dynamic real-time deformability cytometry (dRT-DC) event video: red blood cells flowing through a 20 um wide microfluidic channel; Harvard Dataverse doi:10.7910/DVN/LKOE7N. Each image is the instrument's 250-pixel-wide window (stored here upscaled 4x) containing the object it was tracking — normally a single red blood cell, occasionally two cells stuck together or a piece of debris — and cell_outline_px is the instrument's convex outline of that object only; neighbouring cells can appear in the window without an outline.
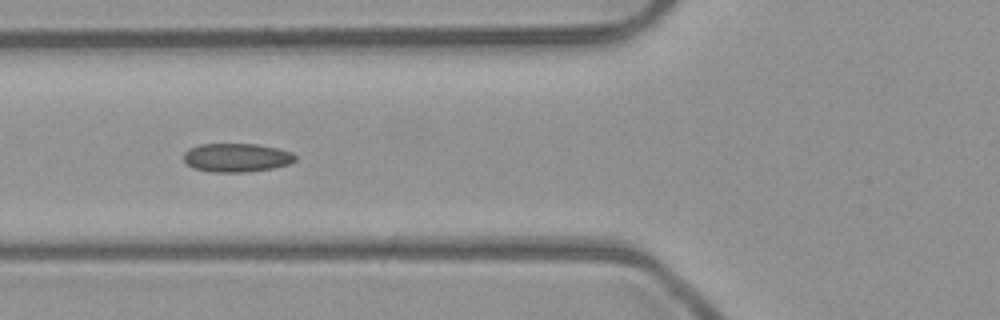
{"species": "common noctule bat (a hibernating species)", "species_latin": "Nyctalus noctula", "temperature_condition": "room temperature", "stored_images_in_passage": 38, "camera_frame_rate_fps": 3000, "um_per_image_px": 0.085, "animal": {"sex": "male", "body_mass_g": 23.1, "forearm_length_mm": 52.7}, "frame": {"image": 1, "passage_image": 8, "time_ms": 2.333, "image_size_px": [1000, 320], "cell_outline_px": [[296, 160], [288, 164], [272, 168], [248, 172], [212, 172], [196, 168], [188, 164], [184, 160], [184, 152], [188, 148], [200, 144], [256, 144], [276, 148], [292, 152], [296, 156]], "centroid_in_image_um": [20.11, 13.39], "position_along_channel_um": 105.7, "area_um2": 18.55}}
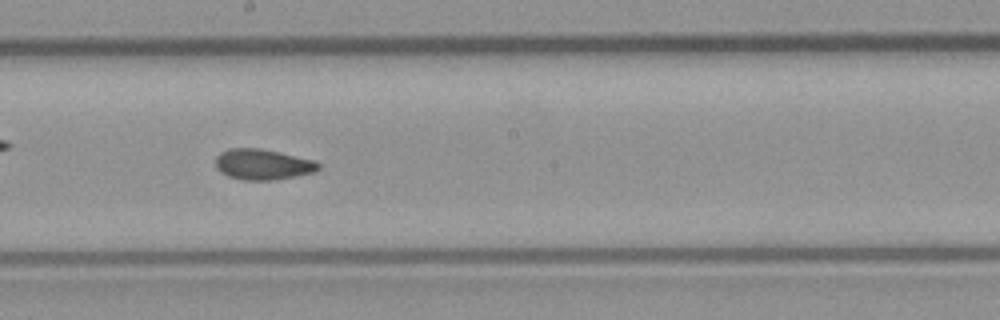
{"frame": {"image": 2, "passage_image": 17, "time_ms": 5.333, "image_size_px": [1000, 320], "cell_outline_px": [[320, 168], [316, 172], [272, 180], [244, 180], [228, 176], [220, 172], [216, 168], [216, 156], [220, 152], [228, 148], [260, 148], [280, 152], [316, 160], [320, 164]], "centroid_in_image_um": [22.34, 13.96], "position_along_channel_um": 225.9, "area_um2": 18.55}}
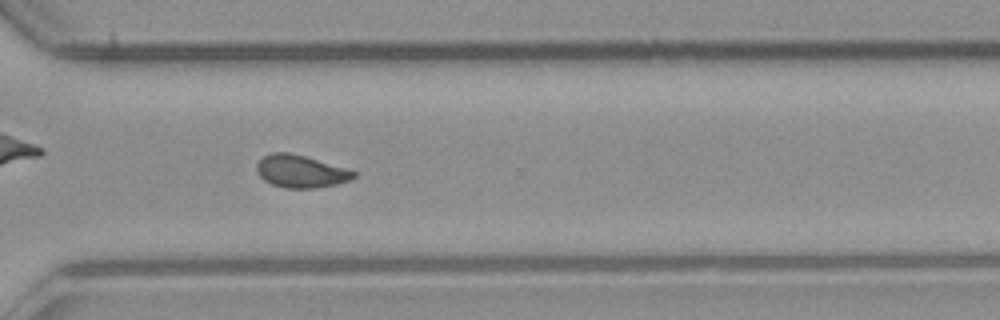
{"frame": {"image": 3, "passage_image": 26, "time_ms": 8.333, "image_size_px": [1000, 320], "cell_outline_px": [[356, 176], [352, 180], [336, 184], [312, 188], [288, 188], [272, 184], [264, 180], [260, 176], [256, 168], [256, 164], [264, 156], [272, 152], [288, 152], [304, 156], [344, 168], [356, 172]], "centroid_in_image_um": [25.55, 14.57], "position_along_channel_um": 345.1, "area_um2": 18.09}}